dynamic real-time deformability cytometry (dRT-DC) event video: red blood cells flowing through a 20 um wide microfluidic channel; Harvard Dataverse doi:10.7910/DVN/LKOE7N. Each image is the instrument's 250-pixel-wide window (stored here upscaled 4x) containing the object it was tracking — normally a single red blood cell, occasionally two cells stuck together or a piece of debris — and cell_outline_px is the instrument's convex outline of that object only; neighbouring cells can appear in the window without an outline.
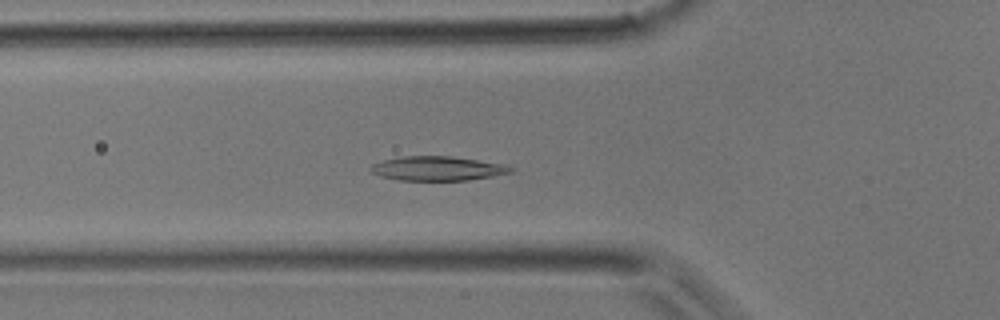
{"species": "common noctule bat (a hibernating species)", "species_latin": "Nyctalus noctula", "temperature_condition": "room temperature", "stored_images_in_passage": 28, "camera_frame_rate_fps": 3000, "um_per_image_px": 0.085, "animal": {"sex": "male", "body_mass_g": 17.9}, "frame": {"image": 1, "passage_image": 2, "time_ms": 0.333, "image_size_px": [1000, 320], "cell_outline_px": [[516, 168], [512, 172], [492, 176], [468, 180], [400, 180], [380, 176], [372, 172], [368, 168], [372, 164], [384, 160], [400, 156], [452, 156], [508, 164]], "centroid_in_image_um": [37.23, 14.31], "position_along_channel_um": 88.6, "area_um2": 20.0}}
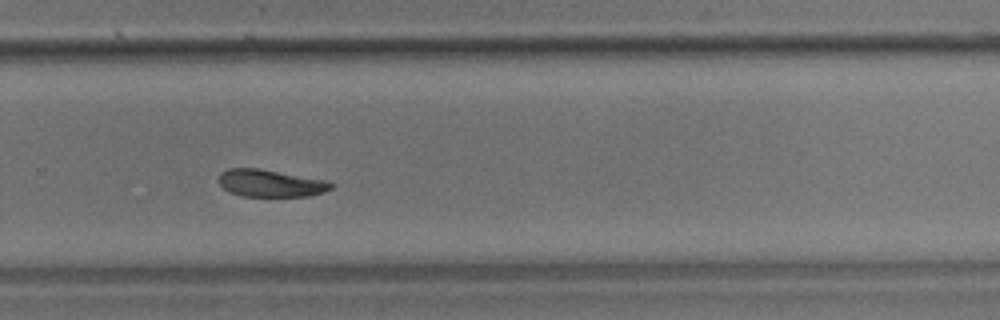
{"frame": {"image": 2, "passage_image": 15, "time_ms": 4.667, "image_size_px": [1000, 320], "cell_outline_px": [[336, 184], [332, 188], [324, 192], [308, 196], [240, 196], [228, 192], [220, 184], [220, 172], [228, 168], [260, 168], [328, 180]], "centroid_in_image_um": [23.03, 15.57], "position_along_channel_um": 306.8, "area_um2": 18.09}}
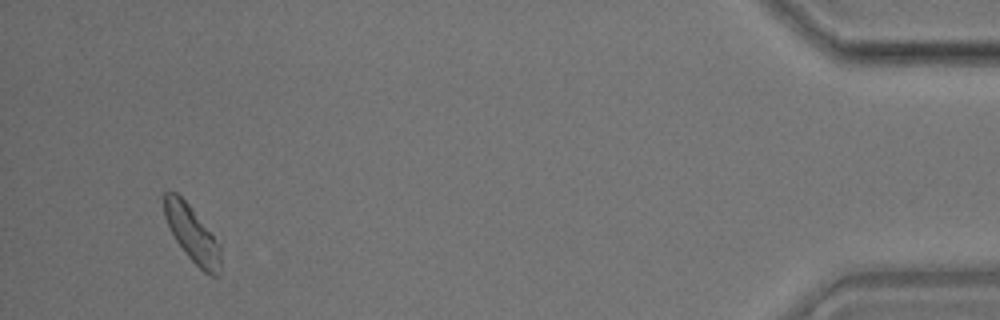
{"frame": {"image": 3, "passage_image": 26, "time_ms": 8.333, "image_size_px": [1000, 320], "cell_outline_px": [[220, 272], [216, 276], [212, 276], [204, 272], [188, 256], [176, 240], [164, 216], [164, 192], [176, 192], [188, 204], [220, 244]], "centroid_in_image_um": [16.34, 19.9], "position_along_channel_um": 418.9, "area_um2": 17.92}}